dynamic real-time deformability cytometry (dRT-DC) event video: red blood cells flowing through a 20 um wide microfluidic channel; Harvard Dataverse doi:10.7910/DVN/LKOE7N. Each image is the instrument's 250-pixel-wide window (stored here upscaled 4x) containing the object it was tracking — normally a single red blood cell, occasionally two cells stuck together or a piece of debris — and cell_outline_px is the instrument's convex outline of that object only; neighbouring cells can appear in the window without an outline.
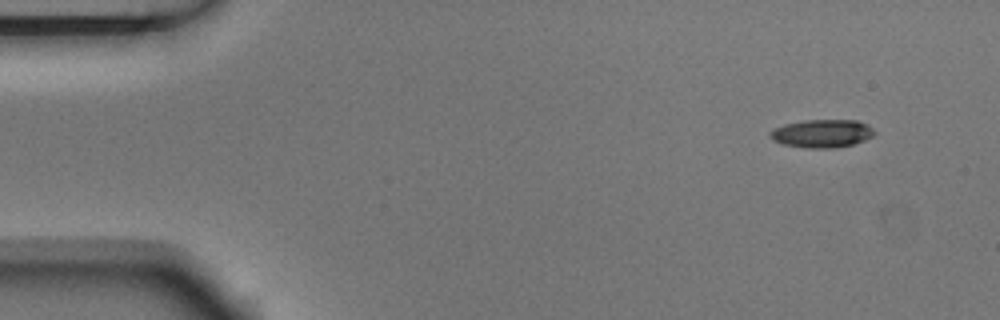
{"species": "Egyptian fruit bat (a non-hibernating species)", "species_latin": "Rousettus aegyptiacus", "temperature_condition": "room temperature", "stored_images_in_passage": 3, "camera_frame_rate_fps": 3000, "um_per_image_px": 0.085, "animal": {"sex": "male"}, "frame": {"image": 1, "passage_image": 1, "time_ms": 0.0, "image_size_px": [1000, 320], "cell_outline_px": [[876, 132], [872, 136], [864, 140], [852, 144], [836, 148], [804, 148], [784, 144], [772, 140], [768, 136], [768, 132], [784, 124], [804, 120], [856, 120], [868, 124]], "centroid_in_image_um": [69.85, 11.34], "position_along_channel_um": 15.1, "area_um2": 17.17}}